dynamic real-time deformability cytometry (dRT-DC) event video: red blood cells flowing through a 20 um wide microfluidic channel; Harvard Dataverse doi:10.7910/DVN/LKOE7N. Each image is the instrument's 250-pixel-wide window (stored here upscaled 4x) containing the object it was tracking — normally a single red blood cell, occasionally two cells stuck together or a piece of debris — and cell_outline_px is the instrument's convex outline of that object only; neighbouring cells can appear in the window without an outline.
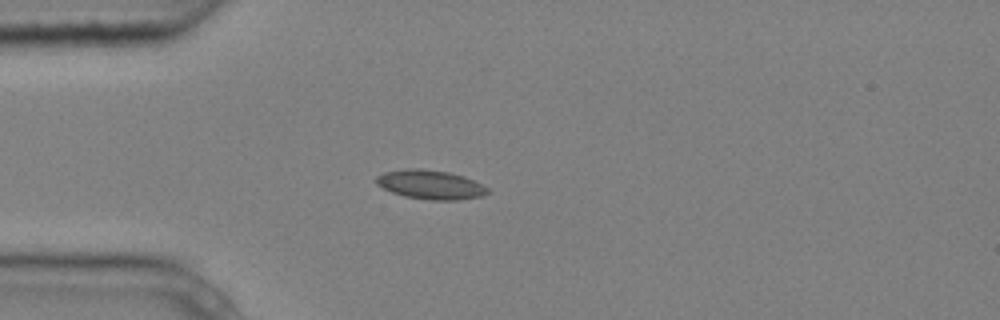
{"species": "common noctule bat (a hibernating species)", "species_latin": "Nyctalus noctula", "temperature_condition": "cold", "stored_images_in_passage": 5, "camera_frame_rate_fps": 3000, "um_per_image_px": 0.085, "animal": {"sex": "male", "body_mass_g": 20.4}, "frame": {"image": 1, "passage_image": 4, "time_ms": 1.0, "image_size_px": [1000, 320], "cell_outline_px": [[492, 192], [480, 196], [456, 200], [432, 200], [404, 196], [392, 192], [376, 184], [376, 176], [384, 172], [408, 168], [416, 168], [448, 172], [464, 176], [488, 188]], "centroid_in_image_um": [36.58, 15.69], "position_along_channel_um": 48.4, "area_um2": 18.73}}